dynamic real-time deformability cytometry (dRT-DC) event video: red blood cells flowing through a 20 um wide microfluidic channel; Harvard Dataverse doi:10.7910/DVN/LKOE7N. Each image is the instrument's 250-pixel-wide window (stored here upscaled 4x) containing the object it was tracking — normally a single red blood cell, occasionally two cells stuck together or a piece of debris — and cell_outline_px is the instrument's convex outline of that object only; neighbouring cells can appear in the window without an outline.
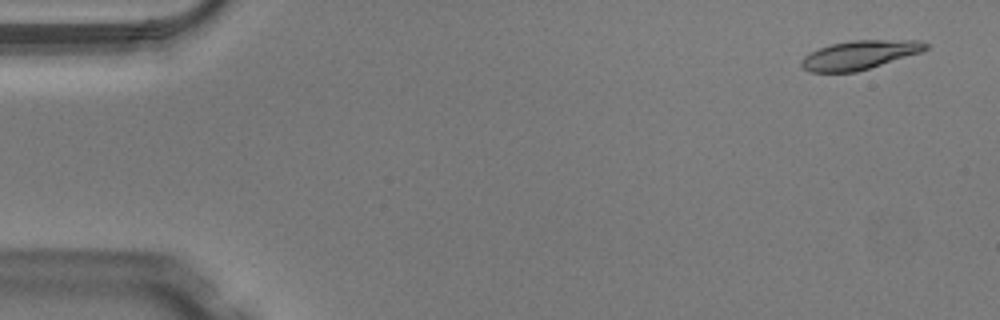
{"species": "Egyptian fruit bat (a non-hibernating species)", "species_latin": "Rousettus aegyptiacus", "temperature_condition": "warm", "stored_images_in_passage": 49, "camera_frame_rate_fps": 3000, "um_per_image_px": 0.085, "animal": {"sex": "male"}, "frame": {"image": 1, "passage_image": 3, "time_ms": 0.667, "image_size_px": [1000, 320], "cell_outline_px": [[928, 48], [920, 52], [856, 72], [812, 72], [804, 68], [800, 64], [800, 60], [804, 56], [820, 48], [832, 44], [852, 40], [920, 40], [928, 44]], "centroid_in_image_um": [73.05, 4.66], "position_along_channel_um": 11.9, "area_um2": 20.58}}
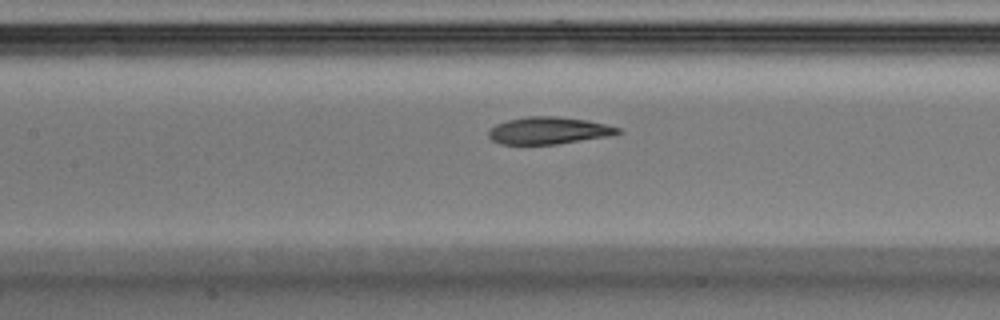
{"frame": {"image": 2, "passage_image": 23, "time_ms": 7.333, "image_size_px": [1000, 320], "cell_outline_px": [[624, 132], [612, 136], [556, 144], [500, 144], [492, 140], [488, 136], [488, 128], [496, 124], [508, 120], [528, 116], [556, 116], [588, 120], [620, 128]], "centroid_in_image_um": [46.65, 11.1], "position_along_channel_um": 160.8, "area_um2": 20.63}}
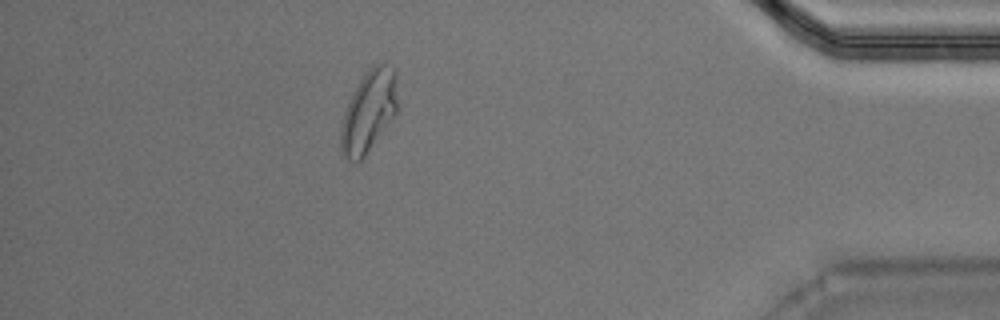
{"frame": {"image": 3, "passage_image": 44, "time_ms": 14.333, "image_size_px": [1000, 320], "cell_outline_px": [[396, 112], [364, 156], [360, 160], [348, 160], [340, 152], [340, 132], [344, 112], [348, 100], [360, 80], [368, 68], [372, 64], [384, 60], [396, 72]], "centroid_in_image_um": [31.31, 9.4], "position_along_channel_um": 403.9, "area_um2": 26.76}, "authors_computed_cell_mechanics": {"area_um2": 21.2126, "velocity_mm_per_s": 4.0948, "shape_relaxation_time_tau1_ms": 5.0838, "shape_relaxation_time_tau2_ms": 1.8556, "deformation_change_tau1": 0.2102, "deformation_change_tau2": 0.0864}}